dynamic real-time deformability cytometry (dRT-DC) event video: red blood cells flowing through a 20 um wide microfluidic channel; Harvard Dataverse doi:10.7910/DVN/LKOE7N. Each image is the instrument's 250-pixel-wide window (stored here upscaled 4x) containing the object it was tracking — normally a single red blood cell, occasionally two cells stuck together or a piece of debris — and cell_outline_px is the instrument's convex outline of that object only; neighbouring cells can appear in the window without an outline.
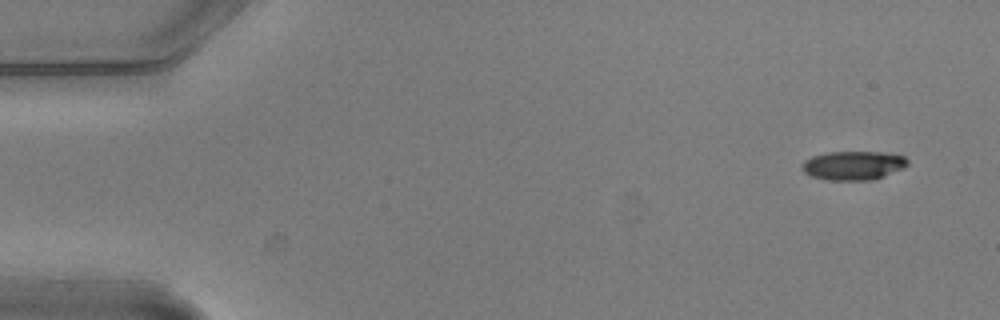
{"species": "common noctule bat (a hibernating species)", "species_latin": "Nyctalus noctula", "temperature_condition": "warm", "stored_images_in_passage": 5, "camera_frame_rate_fps": 3000, "um_per_image_px": 0.085, "animal": {"sex": "male", "body_mass_g": 20.5, "forearm_length_mm": 52.5}, "frame": {"image": 1, "passage_image": 1, "time_ms": 0.0, "image_size_px": [1000, 320], "cell_outline_px": [[908, 164], [904, 168], [884, 176], [872, 180], [828, 180], [812, 176], [804, 172], [800, 168], [800, 164], [804, 160], [812, 156], [828, 152], [884, 152], [904, 156], [908, 160]], "centroid_in_image_um": [72.51, 14.06], "position_along_channel_um": 12.5, "area_um2": 17.92}}